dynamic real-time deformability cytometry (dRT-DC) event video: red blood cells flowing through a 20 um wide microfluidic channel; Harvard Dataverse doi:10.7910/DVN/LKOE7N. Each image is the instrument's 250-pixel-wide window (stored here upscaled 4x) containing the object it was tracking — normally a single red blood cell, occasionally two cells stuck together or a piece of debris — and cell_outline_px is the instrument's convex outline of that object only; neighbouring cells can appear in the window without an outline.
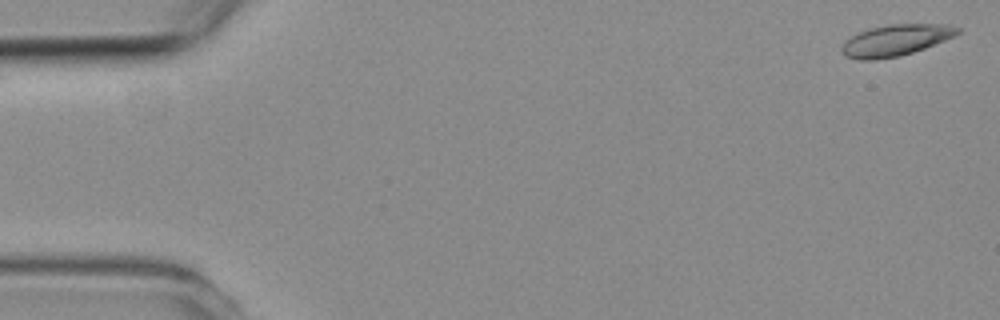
{"species": "common noctule bat (a hibernating species)", "species_latin": "Nyctalus noctula", "temperature_condition": "room temperature", "stored_images_in_passage": 3, "segment_of_instrument_passage": [2, 2], "camera_frame_rate_fps": 3000, "um_per_image_px": 0.085, "animal": {"sex": "female", "body_mass_g": 19.3, "forearm_length_mm": 54.1}, "frame": {"image": 1, "passage_image": 3, "time_ms": 3.0, "image_size_px": [1000, 320], "cell_outline_px": [[960, 32], [956, 36], [924, 48], [900, 56], [876, 60], [860, 60], [844, 56], [840, 52], [840, 48], [844, 40], [860, 32], [872, 28], [892, 24], [948, 24], [960, 28]], "centroid_in_image_um": [76.11, 3.43], "position_along_channel_um": 8.9, "area_um2": 21.21}}